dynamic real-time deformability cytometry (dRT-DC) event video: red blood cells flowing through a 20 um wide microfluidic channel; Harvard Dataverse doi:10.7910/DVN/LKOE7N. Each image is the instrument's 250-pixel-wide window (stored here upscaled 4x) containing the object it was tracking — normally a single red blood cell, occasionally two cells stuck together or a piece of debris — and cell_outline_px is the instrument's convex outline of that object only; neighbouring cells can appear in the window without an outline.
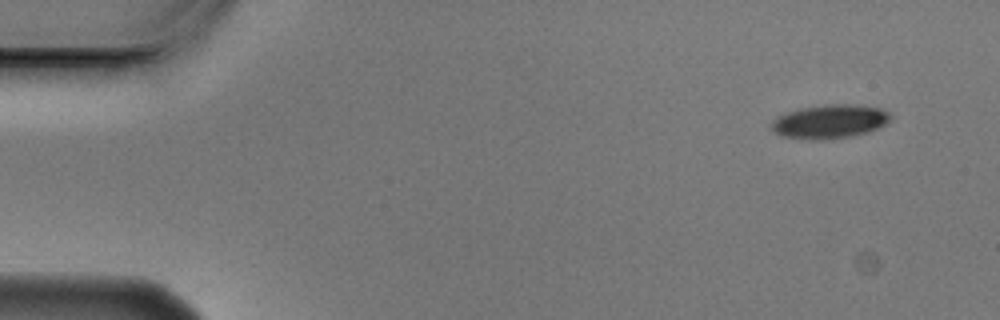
{"species": "Egyptian fruit bat (a non-hibernating species)", "species_latin": "Rousettus aegyptiacus", "temperature_condition": "cold", "stored_images_in_passage": 4, "camera_frame_rate_fps": 3000, "um_per_image_px": 0.085, "animal": {"sex": "male"}, "frame": {"image": 1, "passage_image": 1, "time_ms": 0.0, "image_size_px": [1000, 320], "cell_outline_px": [[892, 116], [884, 124], [868, 132], [852, 136], [812, 140], [784, 136], [776, 132], [772, 128], [772, 120], [788, 112], [800, 108], [824, 104], [848, 104], [880, 108], [888, 112]], "centroid_in_image_um": [70.53, 10.32], "position_along_channel_um": 14.5, "area_um2": 23.0}}
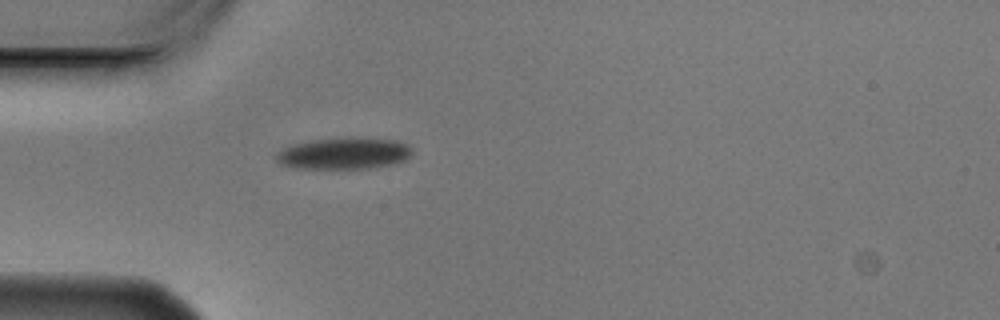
{"frame": {"image": 2, "passage_image": 4, "time_ms": 1.0, "image_size_px": [1000, 320], "cell_outline_px": [[412, 152], [404, 160], [392, 164], [368, 168], [296, 168], [280, 164], [276, 160], [276, 152], [292, 144], [312, 140], [396, 140], [412, 148]], "centroid_in_image_um": [29.16, 13.08], "position_along_channel_um": 55.8, "area_um2": 23.87}}